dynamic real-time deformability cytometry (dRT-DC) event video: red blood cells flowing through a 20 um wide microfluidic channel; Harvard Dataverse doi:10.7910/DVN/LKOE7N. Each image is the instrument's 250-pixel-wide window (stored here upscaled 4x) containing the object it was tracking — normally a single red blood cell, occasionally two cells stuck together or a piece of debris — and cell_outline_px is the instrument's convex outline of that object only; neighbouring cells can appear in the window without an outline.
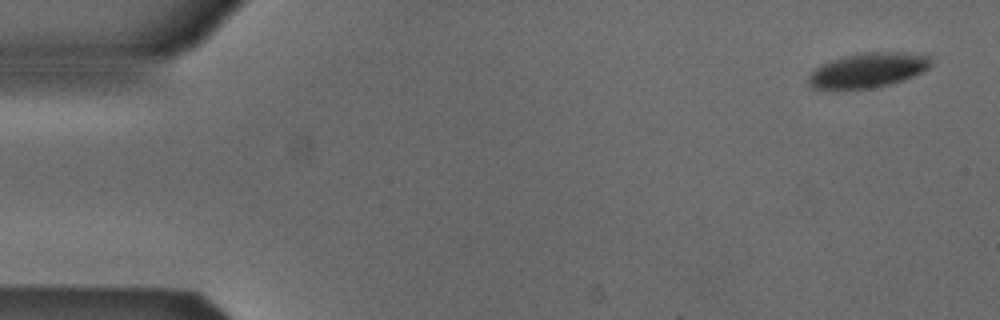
{"species": "Egyptian fruit bat (a non-hibernating species)", "species_latin": "Rousettus aegyptiacus", "temperature_condition": "cold", "stored_images_in_passage": 6, "camera_frame_rate_fps": 3000, "um_per_image_px": 0.085, "animal": {"sex": "male"}, "frame": {"image": 1, "passage_image": 1, "time_ms": 0.0, "image_size_px": [1000, 320], "cell_outline_px": [[932, 64], [928, 68], [904, 80], [892, 84], [868, 88], [812, 88], [808, 84], [808, 76], [816, 68], [832, 60], [844, 56], [864, 52], [900, 52], [928, 56], [932, 60]], "centroid_in_image_um": [73.79, 5.96], "position_along_channel_um": 11.2, "area_um2": 24.33}}
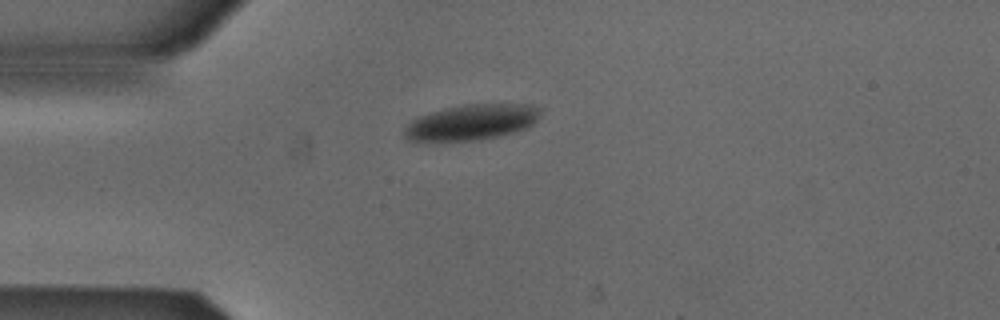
{"frame": {"image": 2, "passage_image": 4, "time_ms": 1.0, "image_size_px": [1000, 320], "cell_outline_px": [[544, 108], [540, 116], [532, 124], [524, 128], [512, 132], [496, 136], [472, 140], [408, 140], [404, 136], [404, 128], [416, 116], [428, 112], [444, 108], [464, 104], [532, 104]], "centroid_in_image_um": [40.1, 10.35], "position_along_channel_um": 44.9, "area_um2": 28.09}}